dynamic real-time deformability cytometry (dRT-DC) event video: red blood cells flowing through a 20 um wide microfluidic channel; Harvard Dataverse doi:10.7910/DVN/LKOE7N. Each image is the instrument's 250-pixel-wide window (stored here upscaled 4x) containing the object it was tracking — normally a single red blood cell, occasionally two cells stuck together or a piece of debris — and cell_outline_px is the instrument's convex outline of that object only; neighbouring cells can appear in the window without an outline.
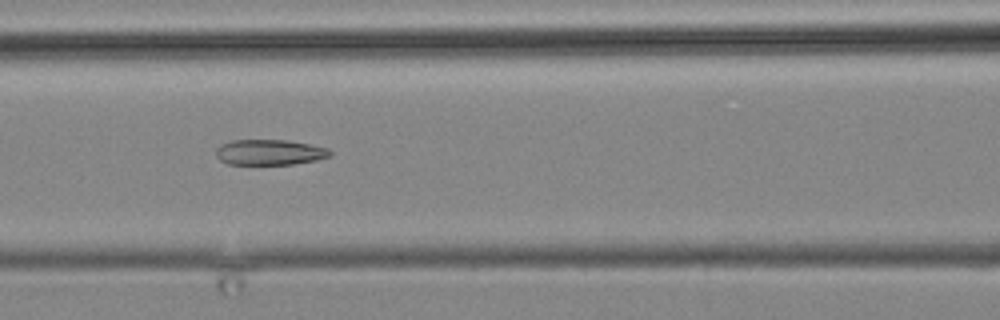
{"species": "common noctule bat (a hibernating species)", "species_latin": "Nyctalus noctula", "temperature_condition": "cold", "stored_images_in_passage": 14, "camera_frame_rate_fps": 3000, "um_per_image_px": 0.085, "animal": {"sex": "male", "body_mass_g": 19.2, "forearm_length_mm": 51.8}, "frame": {"image": 1, "passage_image": 10, "time_ms": 11.333, "image_size_px": [1000, 320], "cell_outline_px": [[332, 156], [316, 160], [292, 164], [228, 164], [220, 160], [216, 156], [216, 148], [220, 144], [232, 140], [288, 140], [312, 144], [328, 148], [332, 152]], "centroid_in_image_um": [22.93, 12.93], "position_along_channel_um": 143.7, "area_um2": 17.11}}
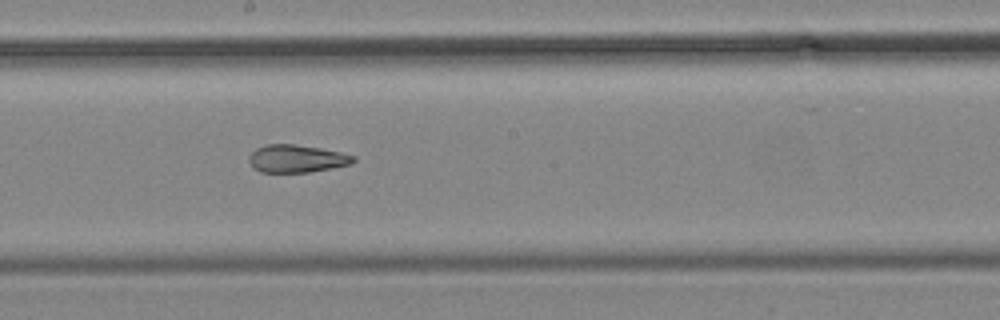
{"frame": {"image": 2, "passage_image": 12, "time_ms": 13.667, "image_size_px": [1000, 320], "cell_outline_px": [[356, 160], [352, 164], [332, 168], [308, 172], [260, 172], [252, 168], [248, 160], [248, 156], [256, 148], [264, 144], [296, 144], [320, 148], [340, 152], [356, 156]], "centroid_in_image_um": [25.2, 13.48], "position_along_channel_um": 223.0, "area_um2": 17.05}}
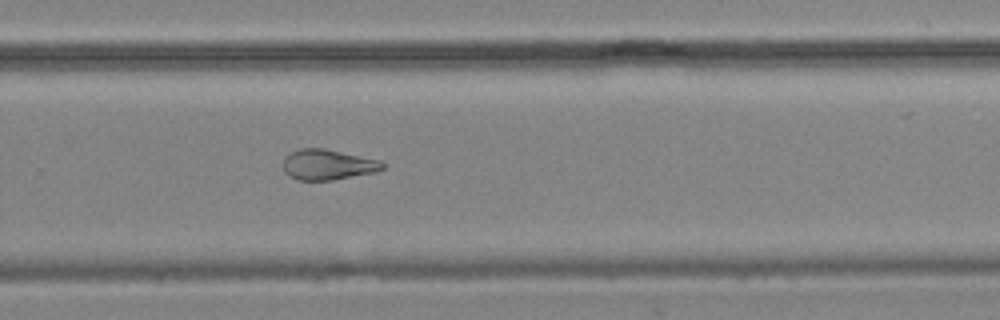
{"frame": {"image": 3, "passage_image": 14, "time_ms": 16.0, "image_size_px": [1000, 320], "cell_outline_px": [[384, 168], [376, 172], [332, 180], [300, 180], [288, 176], [284, 172], [284, 156], [300, 148], [324, 148], [384, 160]], "centroid_in_image_um": [27.9, 13.98], "position_along_channel_um": 301.9, "area_um2": 17.86}}